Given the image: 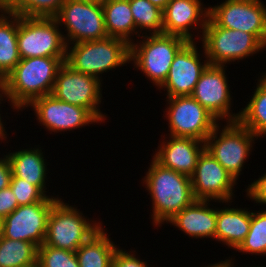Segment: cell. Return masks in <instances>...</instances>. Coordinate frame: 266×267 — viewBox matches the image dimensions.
Returning <instances> with one entry per match:
<instances>
[{
    "label": "cell",
    "mask_w": 266,
    "mask_h": 267,
    "mask_svg": "<svg viewBox=\"0 0 266 267\" xmlns=\"http://www.w3.org/2000/svg\"><path fill=\"white\" fill-rule=\"evenodd\" d=\"M66 57H32L19 61L0 83V90L15 110H25L34 99L52 93Z\"/></svg>",
    "instance_id": "1"
},
{
    "label": "cell",
    "mask_w": 266,
    "mask_h": 267,
    "mask_svg": "<svg viewBox=\"0 0 266 267\" xmlns=\"http://www.w3.org/2000/svg\"><path fill=\"white\" fill-rule=\"evenodd\" d=\"M145 174L142 183L152 200L153 226L161 227L196 200L189 176L165 168L154 159Z\"/></svg>",
    "instance_id": "2"
},
{
    "label": "cell",
    "mask_w": 266,
    "mask_h": 267,
    "mask_svg": "<svg viewBox=\"0 0 266 267\" xmlns=\"http://www.w3.org/2000/svg\"><path fill=\"white\" fill-rule=\"evenodd\" d=\"M70 45H67L65 62L74 70L99 80L103 79L100 74L130 63V45L119 38L107 37Z\"/></svg>",
    "instance_id": "3"
},
{
    "label": "cell",
    "mask_w": 266,
    "mask_h": 267,
    "mask_svg": "<svg viewBox=\"0 0 266 267\" xmlns=\"http://www.w3.org/2000/svg\"><path fill=\"white\" fill-rule=\"evenodd\" d=\"M140 37L141 40L136 38L137 43L130 45V63L158 89L166 80L176 54L188 41L164 33Z\"/></svg>",
    "instance_id": "4"
},
{
    "label": "cell",
    "mask_w": 266,
    "mask_h": 267,
    "mask_svg": "<svg viewBox=\"0 0 266 267\" xmlns=\"http://www.w3.org/2000/svg\"><path fill=\"white\" fill-rule=\"evenodd\" d=\"M83 213L59 198L50 210L44 243L54 248L76 252L101 227Z\"/></svg>",
    "instance_id": "5"
},
{
    "label": "cell",
    "mask_w": 266,
    "mask_h": 267,
    "mask_svg": "<svg viewBox=\"0 0 266 267\" xmlns=\"http://www.w3.org/2000/svg\"><path fill=\"white\" fill-rule=\"evenodd\" d=\"M219 122L206 138L205 149L234 177L237 181L253 150L254 141L258 139L239 121Z\"/></svg>",
    "instance_id": "6"
},
{
    "label": "cell",
    "mask_w": 266,
    "mask_h": 267,
    "mask_svg": "<svg viewBox=\"0 0 266 267\" xmlns=\"http://www.w3.org/2000/svg\"><path fill=\"white\" fill-rule=\"evenodd\" d=\"M201 41L210 65L225 66L266 50L253 34L219 27L210 18Z\"/></svg>",
    "instance_id": "7"
},
{
    "label": "cell",
    "mask_w": 266,
    "mask_h": 267,
    "mask_svg": "<svg viewBox=\"0 0 266 267\" xmlns=\"http://www.w3.org/2000/svg\"><path fill=\"white\" fill-rule=\"evenodd\" d=\"M55 18L18 15L17 44L21 59L66 57L67 45Z\"/></svg>",
    "instance_id": "8"
},
{
    "label": "cell",
    "mask_w": 266,
    "mask_h": 267,
    "mask_svg": "<svg viewBox=\"0 0 266 267\" xmlns=\"http://www.w3.org/2000/svg\"><path fill=\"white\" fill-rule=\"evenodd\" d=\"M64 26L66 45L108 37L102 4L84 0H66L54 17ZM66 28V29H65Z\"/></svg>",
    "instance_id": "9"
},
{
    "label": "cell",
    "mask_w": 266,
    "mask_h": 267,
    "mask_svg": "<svg viewBox=\"0 0 266 267\" xmlns=\"http://www.w3.org/2000/svg\"><path fill=\"white\" fill-rule=\"evenodd\" d=\"M102 81L78 72L64 62L57 72L51 95L58 100L88 109L102 123L107 117L99 108L103 98Z\"/></svg>",
    "instance_id": "10"
},
{
    "label": "cell",
    "mask_w": 266,
    "mask_h": 267,
    "mask_svg": "<svg viewBox=\"0 0 266 267\" xmlns=\"http://www.w3.org/2000/svg\"><path fill=\"white\" fill-rule=\"evenodd\" d=\"M165 101L167 107L163 113L166 112L164 117L168 120V135L205 142L219 122L191 95L166 98Z\"/></svg>",
    "instance_id": "11"
},
{
    "label": "cell",
    "mask_w": 266,
    "mask_h": 267,
    "mask_svg": "<svg viewBox=\"0 0 266 267\" xmlns=\"http://www.w3.org/2000/svg\"><path fill=\"white\" fill-rule=\"evenodd\" d=\"M209 6V18L219 27L253 34L266 47V5L261 0H225Z\"/></svg>",
    "instance_id": "12"
},
{
    "label": "cell",
    "mask_w": 266,
    "mask_h": 267,
    "mask_svg": "<svg viewBox=\"0 0 266 267\" xmlns=\"http://www.w3.org/2000/svg\"><path fill=\"white\" fill-rule=\"evenodd\" d=\"M46 196L42 201L18 206L1 220V235L12 240H22L35 244L44 243L50 210L60 198Z\"/></svg>",
    "instance_id": "13"
},
{
    "label": "cell",
    "mask_w": 266,
    "mask_h": 267,
    "mask_svg": "<svg viewBox=\"0 0 266 267\" xmlns=\"http://www.w3.org/2000/svg\"><path fill=\"white\" fill-rule=\"evenodd\" d=\"M190 179L196 200L225 202L227 205L233 202L237 181L206 149L199 156Z\"/></svg>",
    "instance_id": "14"
},
{
    "label": "cell",
    "mask_w": 266,
    "mask_h": 267,
    "mask_svg": "<svg viewBox=\"0 0 266 267\" xmlns=\"http://www.w3.org/2000/svg\"><path fill=\"white\" fill-rule=\"evenodd\" d=\"M225 67L227 65L209 64L202 72L191 96L218 121L234 122L238 121L240 111L233 113L231 110L233 97Z\"/></svg>",
    "instance_id": "15"
},
{
    "label": "cell",
    "mask_w": 266,
    "mask_h": 267,
    "mask_svg": "<svg viewBox=\"0 0 266 267\" xmlns=\"http://www.w3.org/2000/svg\"><path fill=\"white\" fill-rule=\"evenodd\" d=\"M28 107L33 108L35 119L51 134L101 124L88 109L58 100L51 94L34 99Z\"/></svg>",
    "instance_id": "16"
},
{
    "label": "cell",
    "mask_w": 266,
    "mask_h": 267,
    "mask_svg": "<svg viewBox=\"0 0 266 267\" xmlns=\"http://www.w3.org/2000/svg\"><path fill=\"white\" fill-rule=\"evenodd\" d=\"M196 43L188 41L176 54L166 80L158 88L167 91L166 98L192 95L202 72L209 65L204 48L200 55Z\"/></svg>",
    "instance_id": "17"
},
{
    "label": "cell",
    "mask_w": 266,
    "mask_h": 267,
    "mask_svg": "<svg viewBox=\"0 0 266 267\" xmlns=\"http://www.w3.org/2000/svg\"><path fill=\"white\" fill-rule=\"evenodd\" d=\"M204 6L201 0H170L163 10V33L195 41L193 30L200 29L201 40L209 18V6Z\"/></svg>",
    "instance_id": "18"
},
{
    "label": "cell",
    "mask_w": 266,
    "mask_h": 267,
    "mask_svg": "<svg viewBox=\"0 0 266 267\" xmlns=\"http://www.w3.org/2000/svg\"><path fill=\"white\" fill-rule=\"evenodd\" d=\"M168 137L165 135L162 137L164 139L152 158L163 167L190 177L196 168L199 156L205 150V142L187 137L171 135Z\"/></svg>",
    "instance_id": "19"
},
{
    "label": "cell",
    "mask_w": 266,
    "mask_h": 267,
    "mask_svg": "<svg viewBox=\"0 0 266 267\" xmlns=\"http://www.w3.org/2000/svg\"><path fill=\"white\" fill-rule=\"evenodd\" d=\"M211 200H195L176 213L166 224L178 228L189 237L215 239L217 208H211Z\"/></svg>",
    "instance_id": "20"
},
{
    "label": "cell",
    "mask_w": 266,
    "mask_h": 267,
    "mask_svg": "<svg viewBox=\"0 0 266 267\" xmlns=\"http://www.w3.org/2000/svg\"><path fill=\"white\" fill-rule=\"evenodd\" d=\"M9 160L12 176L11 178H22L28 183L37 186L46 196H50L47 193V159H44V155L41 147L32 149H20L6 154ZM46 181V182H45Z\"/></svg>",
    "instance_id": "21"
},
{
    "label": "cell",
    "mask_w": 266,
    "mask_h": 267,
    "mask_svg": "<svg viewBox=\"0 0 266 267\" xmlns=\"http://www.w3.org/2000/svg\"><path fill=\"white\" fill-rule=\"evenodd\" d=\"M251 212L247 208H217L215 241L236 250L247 236Z\"/></svg>",
    "instance_id": "22"
},
{
    "label": "cell",
    "mask_w": 266,
    "mask_h": 267,
    "mask_svg": "<svg viewBox=\"0 0 266 267\" xmlns=\"http://www.w3.org/2000/svg\"><path fill=\"white\" fill-rule=\"evenodd\" d=\"M102 8L108 37L125 40L129 45L135 42L136 26L129 0H105Z\"/></svg>",
    "instance_id": "23"
},
{
    "label": "cell",
    "mask_w": 266,
    "mask_h": 267,
    "mask_svg": "<svg viewBox=\"0 0 266 267\" xmlns=\"http://www.w3.org/2000/svg\"><path fill=\"white\" fill-rule=\"evenodd\" d=\"M105 230L102 226L76 250L80 267H112L113 255L118 246Z\"/></svg>",
    "instance_id": "24"
},
{
    "label": "cell",
    "mask_w": 266,
    "mask_h": 267,
    "mask_svg": "<svg viewBox=\"0 0 266 267\" xmlns=\"http://www.w3.org/2000/svg\"><path fill=\"white\" fill-rule=\"evenodd\" d=\"M18 15L0 14V83L21 60L18 44Z\"/></svg>",
    "instance_id": "25"
},
{
    "label": "cell",
    "mask_w": 266,
    "mask_h": 267,
    "mask_svg": "<svg viewBox=\"0 0 266 267\" xmlns=\"http://www.w3.org/2000/svg\"><path fill=\"white\" fill-rule=\"evenodd\" d=\"M256 89L245 108H241L238 121L258 138L266 136V84L259 78Z\"/></svg>",
    "instance_id": "26"
},
{
    "label": "cell",
    "mask_w": 266,
    "mask_h": 267,
    "mask_svg": "<svg viewBox=\"0 0 266 267\" xmlns=\"http://www.w3.org/2000/svg\"><path fill=\"white\" fill-rule=\"evenodd\" d=\"M37 256L35 244L0 236V267H31L37 264Z\"/></svg>",
    "instance_id": "27"
},
{
    "label": "cell",
    "mask_w": 266,
    "mask_h": 267,
    "mask_svg": "<svg viewBox=\"0 0 266 267\" xmlns=\"http://www.w3.org/2000/svg\"><path fill=\"white\" fill-rule=\"evenodd\" d=\"M129 5L135 21L136 37L140 38V34L163 33L162 9L153 5L149 0H129Z\"/></svg>",
    "instance_id": "28"
},
{
    "label": "cell",
    "mask_w": 266,
    "mask_h": 267,
    "mask_svg": "<svg viewBox=\"0 0 266 267\" xmlns=\"http://www.w3.org/2000/svg\"><path fill=\"white\" fill-rule=\"evenodd\" d=\"M251 212V223L247 236L240 246L238 252L247 254L266 255V209Z\"/></svg>",
    "instance_id": "29"
},
{
    "label": "cell",
    "mask_w": 266,
    "mask_h": 267,
    "mask_svg": "<svg viewBox=\"0 0 266 267\" xmlns=\"http://www.w3.org/2000/svg\"><path fill=\"white\" fill-rule=\"evenodd\" d=\"M66 0H8V13L24 17L54 18Z\"/></svg>",
    "instance_id": "30"
},
{
    "label": "cell",
    "mask_w": 266,
    "mask_h": 267,
    "mask_svg": "<svg viewBox=\"0 0 266 267\" xmlns=\"http://www.w3.org/2000/svg\"><path fill=\"white\" fill-rule=\"evenodd\" d=\"M37 264L40 267H80L75 252L45 243L38 247Z\"/></svg>",
    "instance_id": "31"
},
{
    "label": "cell",
    "mask_w": 266,
    "mask_h": 267,
    "mask_svg": "<svg viewBox=\"0 0 266 267\" xmlns=\"http://www.w3.org/2000/svg\"><path fill=\"white\" fill-rule=\"evenodd\" d=\"M9 187L15 194L19 206L40 202L46 197L37 186L22 178H11Z\"/></svg>",
    "instance_id": "32"
},
{
    "label": "cell",
    "mask_w": 266,
    "mask_h": 267,
    "mask_svg": "<svg viewBox=\"0 0 266 267\" xmlns=\"http://www.w3.org/2000/svg\"><path fill=\"white\" fill-rule=\"evenodd\" d=\"M132 252L118 247L113 255L112 267H149L147 260H140L135 251Z\"/></svg>",
    "instance_id": "33"
},
{
    "label": "cell",
    "mask_w": 266,
    "mask_h": 267,
    "mask_svg": "<svg viewBox=\"0 0 266 267\" xmlns=\"http://www.w3.org/2000/svg\"><path fill=\"white\" fill-rule=\"evenodd\" d=\"M246 192L249 199L254 203H259L261 207L263 204L266 206V173L248 184Z\"/></svg>",
    "instance_id": "34"
},
{
    "label": "cell",
    "mask_w": 266,
    "mask_h": 267,
    "mask_svg": "<svg viewBox=\"0 0 266 267\" xmlns=\"http://www.w3.org/2000/svg\"><path fill=\"white\" fill-rule=\"evenodd\" d=\"M18 206L15 194L10 187L0 190V220L12 213Z\"/></svg>",
    "instance_id": "35"
},
{
    "label": "cell",
    "mask_w": 266,
    "mask_h": 267,
    "mask_svg": "<svg viewBox=\"0 0 266 267\" xmlns=\"http://www.w3.org/2000/svg\"><path fill=\"white\" fill-rule=\"evenodd\" d=\"M12 176L11 167L6 155L0 157V190L8 188Z\"/></svg>",
    "instance_id": "36"
},
{
    "label": "cell",
    "mask_w": 266,
    "mask_h": 267,
    "mask_svg": "<svg viewBox=\"0 0 266 267\" xmlns=\"http://www.w3.org/2000/svg\"><path fill=\"white\" fill-rule=\"evenodd\" d=\"M4 98H5V96L3 95L2 91L0 90V104H2L1 101H3ZM3 123L4 122L2 121V116L0 114V140H1V142L7 141V135H8Z\"/></svg>",
    "instance_id": "37"
},
{
    "label": "cell",
    "mask_w": 266,
    "mask_h": 267,
    "mask_svg": "<svg viewBox=\"0 0 266 267\" xmlns=\"http://www.w3.org/2000/svg\"><path fill=\"white\" fill-rule=\"evenodd\" d=\"M233 258H228L226 259L225 261H220L218 263H215V264H211V265H208V266H204V267H232V264L234 263V261L232 260Z\"/></svg>",
    "instance_id": "38"
},
{
    "label": "cell",
    "mask_w": 266,
    "mask_h": 267,
    "mask_svg": "<svg viewBox=\"0 0 266 267\" xmlns=\"http://www.w3.org/2000/svg\"><path fill=\"white\" fill-rule=\"evenodd\" d=\"M153 5L164 10L170 0H149Z\"/></svg>",
    "instance_id": "39"
},
{
    "label": "cell",
    "mask_w": 266,
    "mask_h": 267,
    "mask_svg": "<svg viewBox=\"0 0 266 267\" xmlns=\"http://www.w3.org/2000/svg\"><path fill=\"white\" fill-rule=\"evenodd\" d=\"M7 3L8 0H0V11L2 13L7 11Z\"/></svg>",
    "instance_id": "40"
},
{
    "label": "cell",
    "mask_w": 266,
    "mask_h": 267,
    "mask_svg": "<svg viewBox=\"0 0 266 267\" xmlns=\"http://www.w3.org/2000/svg\"><path fill=\"white\" fill-rule=\"evenodd\" d=\"M84 1L96 2L102 4L105 0H84Z\"/></svg>",
    "instance_id": "41"
},
{
    "label": "cell",
    "mask_w": 266,
    "mask_h": 267,
    "mask_svg": "<svg viewBox=\"0 0 266 267\" xmlns=\"http://www.w3.org/2000/svg\"><path fill=\"white\" fill-rule=\"evenodd\" d=\"M263 75L260 77V79L266 84V73H262Z\"/></svg>",
    "instance_id": "42"
},
{
    "label": "cell",
    "mask_w": 266,
    "mask_h": 267,
    "mask_svg": "<svg viewBox=\"0 0 266 267\" xmlns=\"http://www.w3.org/2000/svg\"><path fill=\"white\" fill-rule=\"evenodd\" d=\"M235 265H234V263L232 264V267H234ZM243 267V266H242ZM247 267V266H246ZM250 267H252V266H250ZM254 267V266H253ZM255 267H264V266H255Z\"/></svg>",
    "instance_id": "43"
},
{
    "label": "cell",
    "mask_w": 266,
    "mask_h": 267,
    "mask_svg": "<svg viewBox=\"0 0 266 267\" xmlns=\"http://www.w3.org/2000/svg\"><path fill=\"white\" fill-rule=\"evenodd\" d=\"M31 267H40V266L38 264H35V265L31 266Z\"/></svg>",
    "instance_id": "44"
},
{
    "label": "cell",
    "mask_w": 266,
    "mask_h": 267,
    "mask_svg": "<svg viewBox=\"0 0 266 267\" xmlns=\"http://www.w3.org/2000/svg\"><path fill=\"white\" fill-rule=\"evenodd\" d=\"M0 236H1V220H0Z\"/></svg>",
    "instance_id": "45"
}]
</instances>
